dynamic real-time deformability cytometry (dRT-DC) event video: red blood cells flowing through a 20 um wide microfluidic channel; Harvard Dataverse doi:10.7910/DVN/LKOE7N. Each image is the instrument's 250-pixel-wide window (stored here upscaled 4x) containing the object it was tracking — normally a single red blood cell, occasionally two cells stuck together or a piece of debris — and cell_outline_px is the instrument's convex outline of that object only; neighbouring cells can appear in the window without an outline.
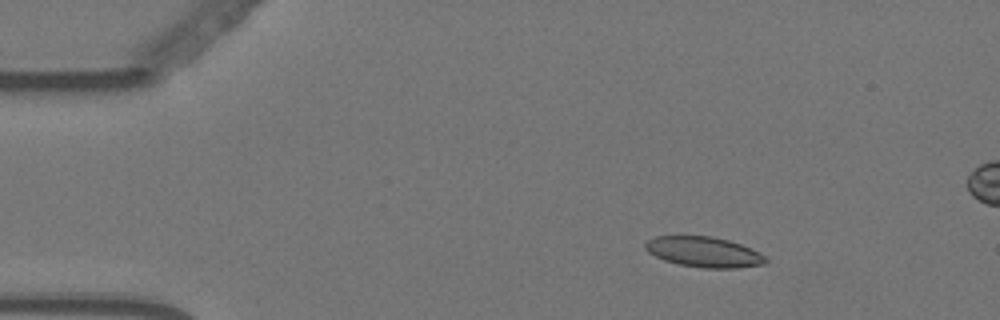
{"species": "Egyptian fruit bat (a non-hibernating species)", "species_latin": "Rousettus aegyptiacus", "temperature_condition": "warm", "stored_images_in_passage": 55, "camera_frame_rate_fps": 3000, "um_per_image_px": 0.085, "animal": {"sex": "female"}, "frame": {"image": 1, "passage_image": 9, "time_ms": 2.667, "image_size_px": [1000, 320], "cell_outline_px": [[768, 260], [764, 264], [736, 268], [704, 268], [680, 264], [664, 260], [648, 252], [644, 248], [644, 244], [648, 240], [656, 236], [712, 236], [728, 240], [740, 244], [760, 252]], "centroid_in_image_um": [59.83, 21.41], "position_along_channel_um": 25.2, "area_um2": 21.21}}
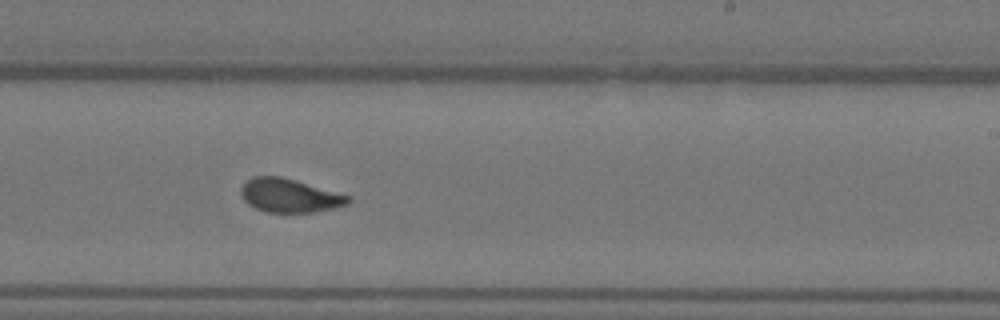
{"frame": {"image": 2, "passage_image": 35, "time_ms": 11.333, "image_size_px": [1000, 320], "cell_outline_px": [[352, 200], [348, 204], [316, 212], [264, 212], [248, 204], [244, 200], [240, 192], [240, 188], [252, 176], [280, 176], [296, 180], [352, 196]], "centroid_in_image_um": [24.63, 16.62], "position_along_channel_um": 264.4, "area_um2": 21.1}}
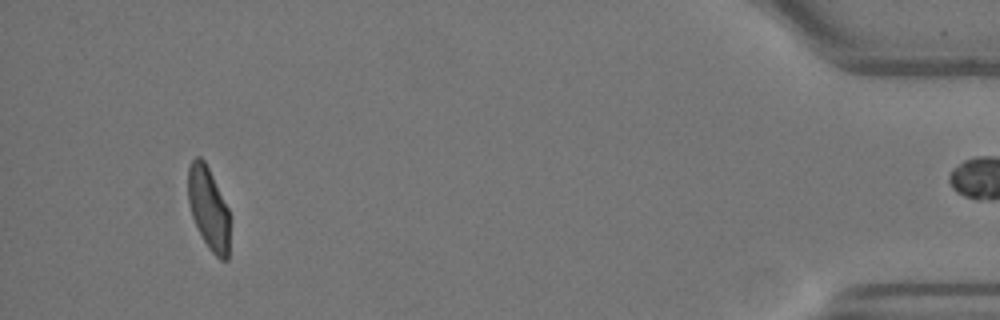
{"frame": {"image": 3, "passage_image": 54, "time_ms": 17.667, "image_size_px": [1000, 320], "cell_outline_px": [[228, 260], [220, 260], [208, 248], [192, 216], [188, 204], [188, 168], [192, 160], [196, 156], [200, 156], [204, 160], [228, 208]], "centroid_in_image_um": [17.7, 17.69], "position_along_channel_um": 417.5, "area_um2": 19.65}, "authors_computed_cell_mechanics": {"area_um2": 21.3282, "velocity_mm_per_s": 3.5427, "shape_relaxation_time_tau1_ms": 7.5768, "shape_relaxation_time_tau2_ms": 0.9412, "deformation_change_tau1": 0.184, "deformation_change_tau2": 0.0667}}